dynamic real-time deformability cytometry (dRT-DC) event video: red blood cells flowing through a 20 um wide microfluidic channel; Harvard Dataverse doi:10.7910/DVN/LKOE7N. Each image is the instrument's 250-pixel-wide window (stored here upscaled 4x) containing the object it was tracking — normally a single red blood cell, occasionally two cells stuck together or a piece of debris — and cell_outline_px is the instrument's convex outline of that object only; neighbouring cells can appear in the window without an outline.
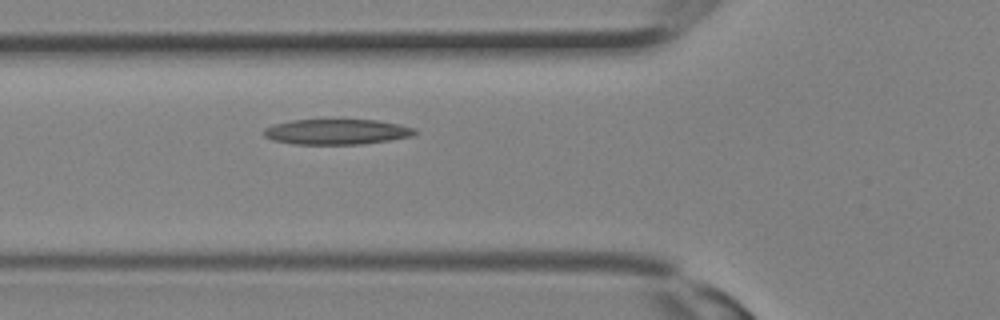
{"species": "Egyptian fruit bat (a non-hibernating species)", "species_latin": "Rousettus aegyptiacus", "temperature_condition": "room temperature", "stored_images_in_passage": 5, "camera_frame_rate_fps": 3000, "um_per_image_px": 0.085, "animal": {"sex": "female"}, "frame": {"image": 1, "passage_image": 5, "time_ms": 1.333, "image_size_px": [1000, 320], "cell_outline_px": [[416, 132], [412, 136], [388, 140], [360, 144], [292, 144], [272, 140], [264, 136], [264, 128], [272, 124], [292, 120], [376, 120], [400, 124], [412, 128]], "centroid_in_image_um": [28.56, 11.2], "position_along_channel_um": 97.2, "area_um2": 22.2}}